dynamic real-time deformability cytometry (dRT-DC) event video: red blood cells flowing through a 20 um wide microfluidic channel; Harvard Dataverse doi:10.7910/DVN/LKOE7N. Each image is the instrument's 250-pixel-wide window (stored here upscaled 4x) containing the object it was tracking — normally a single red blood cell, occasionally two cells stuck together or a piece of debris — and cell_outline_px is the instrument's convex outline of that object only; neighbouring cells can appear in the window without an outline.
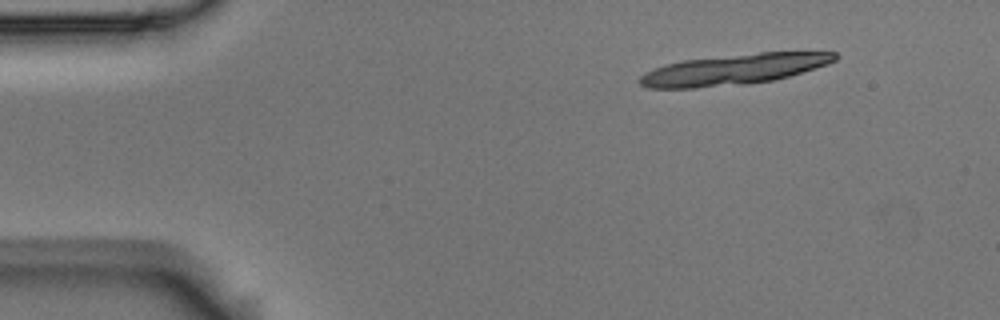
{"species": "Egyptian fruit bat (a non-hibernating species)", "species_latin": "Rousettus aegyptiacus", "temperature_condition": "room temperature", "stored_images_in_passage": 5, "camera_frame_rate_fps": 3000, "um_per_image_px": 0.085, "animal": {"sex": "male"}, "frame": {"image": 1, "passage_image": 1, "time_ms": 0.0, "image_size_px": [1000, 320], "cell_outline_px": [[840, 56], [836, 60], [828, 64], [816, 68], [776, 80], [748, 84], [696, 88], [648, 88], [640, 84], [640, 76], [644, 72], [668, 64], [684, 60], [760, 52], [836, 52]], "centroid_in_image_um": [62.43, 5.91], "position_along_channel_um": 22.6, "area_um2": 34.8}}
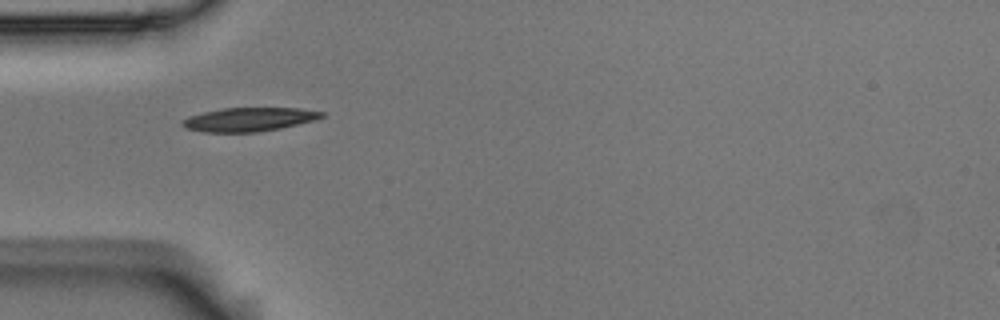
{"frame": {"image": 2, "passage_image": 4, "time_ms": 1.0, "image_size_px": [1000, 320], "cell_outline_px": [[324, 116], [316, 120], [280, 128], [256, 132], [204, 132], [184, 128], [180, 124], [180, 120], [188, 116], [204, 112], [224, 108], [300, 108], [324, 112]], "centroid_in_image_um": [21.13, 10.15], "position_along_channel_um": 63.9, "area_um2": 19.36}}
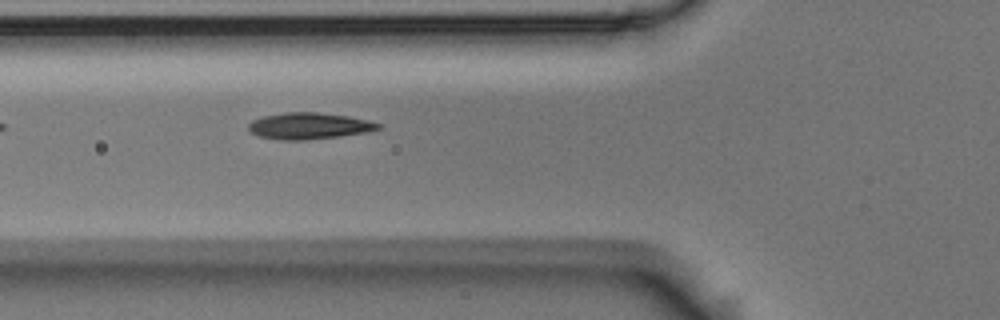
{"frame": {"image": 3, "passage_image": 5, "time_ms": 1.333, "image_size_px": [1000, 320], "cell_outline_px": [[380, 128], [368, 132], [340, 136], [308, 140], [280, 140], [256, 136], [248, 132], [248, 124], [252, 120], [260, 116], [284, 112], [316, 112], [348, 116], [368, 120], [380, 124]], "centroid_in_image_um": [26.19, 10.7], "position_along_channel_um": 99.6, "area_um2": 20.29}}